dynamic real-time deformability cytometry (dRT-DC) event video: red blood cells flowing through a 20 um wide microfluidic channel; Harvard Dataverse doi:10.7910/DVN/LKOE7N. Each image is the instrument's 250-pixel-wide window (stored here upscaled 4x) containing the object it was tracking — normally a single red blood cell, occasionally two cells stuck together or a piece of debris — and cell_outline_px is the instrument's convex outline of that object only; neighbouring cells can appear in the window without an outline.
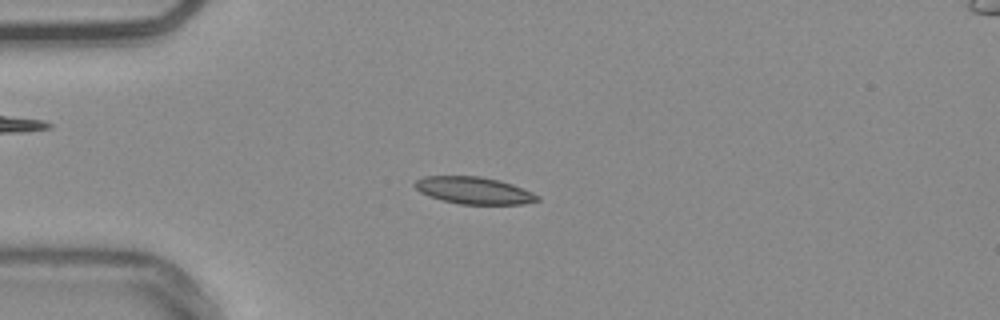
{"species": "common noctule bat (a hibernating species)", "species_latin": "Nyctalus noctula", "temperature_condition": "warm", "stored_images_in_passage": 54, "camera_frame_rate_fps": 3000, "um_per_image_px": 0.085, "animal": {"sex": "male", "body_mass_g": 20.4}, "frame": {"image": 1, "passage_image": 14, "time_ms": 4.333, "image_size_px": [1000, 320], "cell_outline_px": [[540, 200], [524, 204], [460, 204], [428, 196], [420, 192], [412, 184], [416, 180], [424, 176], [480, 176], [500, 180], [512, 184], [532, 192], [540, 196]], "centroid_in_image_um": [40.28, 16.18], "position_along_channel_um": 44.7, "area_um2": 19.36}}
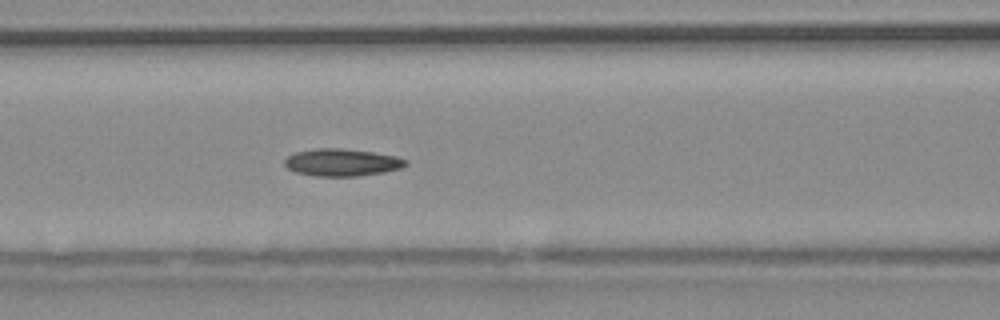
{"frame": {"image": 2, "passage_image": 23, "time_ms": 7.333, "image_size_px": [1000, 320], "cell_outline_px": [[408, 164], [400, 168], [384, 172], [356, 176], [316, 176], [296, 172], [288, 168], [284, 164], [284, 160], [288, 156], [296, 152], [316, 148], [344, 148], [372, 152], [396, 156], [408, 160]], "centroid_in_image_um": [29.07, 13.8], "position_along_channel_um": 137.5, "area_um2": 19.25}}
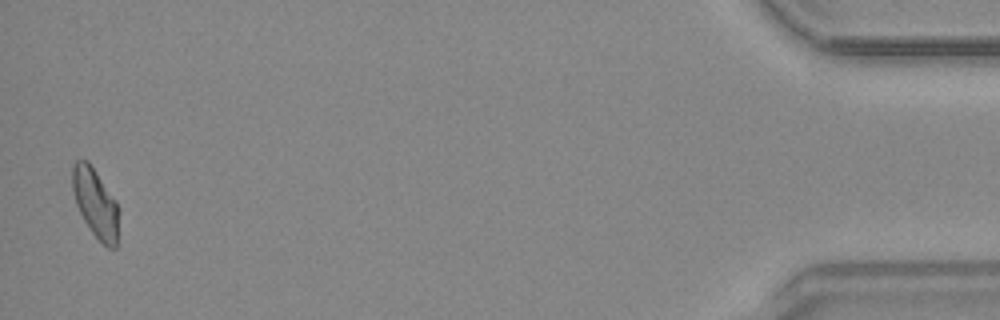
{"frame": {"image": 3, "passage_image": 53, "time_ms": 17.333, "image_size_px": [1000, 320], "cell_outline_px": [[120, 212], [116, 248], [108, 248], [92, 232], [84, 220], [76, 204], [72, 192], [72, 164], [76, 160], [88, 160], [116, 200], [120, 208]], "centroid_in_image_um": [8.13, 17.25], "position_along_channel_um": 427.1, "area_um2": 18.9}, "authors_computed_cell_mechanics": {"area_um2": 18.8717, "velocity_mm_per_s": 3.7789, "shape_relaxation_time_tau1_ms": 9.512, "shape_relaxation_time_tau2_ms": 4.0744, "deformation_change_tau1": 0.1799, "deformation_change_tau2": 0.1022}}